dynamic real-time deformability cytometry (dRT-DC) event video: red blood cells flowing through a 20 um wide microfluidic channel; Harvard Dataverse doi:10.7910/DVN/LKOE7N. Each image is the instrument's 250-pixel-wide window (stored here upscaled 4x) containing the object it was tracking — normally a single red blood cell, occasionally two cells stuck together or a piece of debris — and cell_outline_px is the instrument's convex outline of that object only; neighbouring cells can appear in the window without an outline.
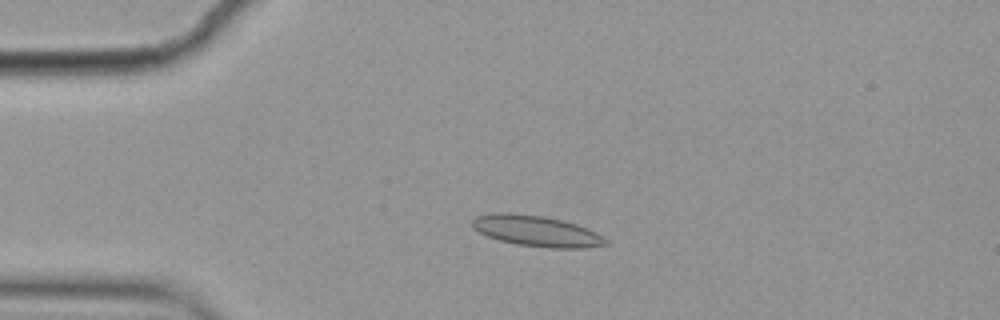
{"species": "common noctule bat (a hibernating species)", "species_latin": "Nyctalus noctula", "temperature_condition": "cold", "stored_images_in_passage": 5, "camera_frame_rate_fps": 3000, "um_per_image_px": 0.085, "animal": {"sex": "female", "body_mass_g": 19.9}, "frame": {"image": 1, "passage_image": 3, "time_ms": 0.667, "image_size_px": [1000, 320], "cell_outline_px": [[608, 244], [584, 248], [548, 248], [516, 244], [500, 240], [488, 236], [472, 228], [472, 220], [476, 216], [492, 212], [512, 212], [544, 216], [576, 224], [588, 228], [596, 232], [608, 240]], "centroid_in_image_um": [45.59, 19.62], "position_along_channel_um": 39.4, "area_um2": 24.1}}
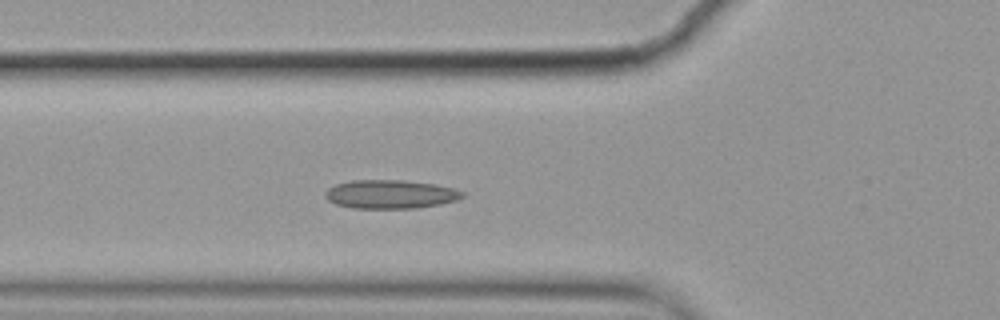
{"frame": {"image": 2, "passage_image": 5, "time_ms": 1.333, "image_size_px": [1000, 320], "cell_outline_px": [[464, 196], [456, 200], [440, 204], [416, 208], [352, 208], [336, 204], [328, 200], [324, 196], [324, 192], [328, 188], [336, 184], [352, 180], [404, 180], [436, 184], [452, 188], [464, 192]], "centroid_in_image_um": [33.16, 16.5], "position_along_channel_um": 92.6, "area_um2": 22.95}}